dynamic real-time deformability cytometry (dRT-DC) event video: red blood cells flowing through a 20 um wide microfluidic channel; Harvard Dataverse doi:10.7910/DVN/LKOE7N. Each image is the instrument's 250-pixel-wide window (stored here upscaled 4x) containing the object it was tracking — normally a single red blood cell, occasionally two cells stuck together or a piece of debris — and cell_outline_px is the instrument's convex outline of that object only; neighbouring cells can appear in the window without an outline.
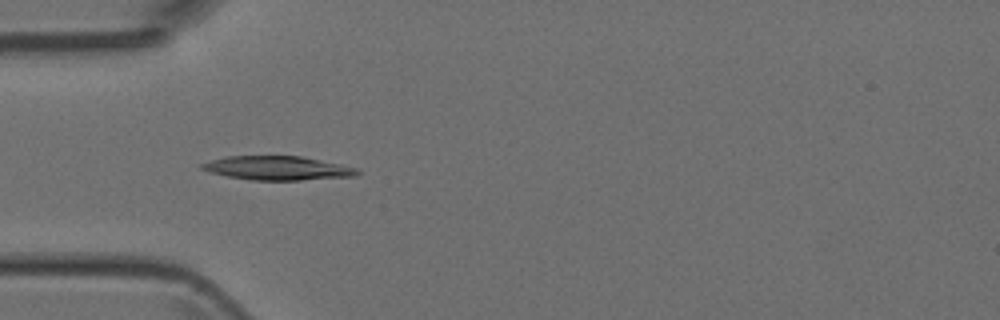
{"species": "Egyptian fruit bat (a non-hibernating species)", "species_latin": "Rousettus aegyptiacus", "temperature_condition": "room temperature", "stored_images_in_passage": 5, "camera_frame_rate_fps": 3000, "um_per_image_px": 0.085, "animal": {"sex": "female"}, "frame": {"image": 1, "passage_image": 4, "time_ms": 3.667, "image_size_px": [1000, 320], "cell_outline_px": [[360, 172], [356, 176], [300, 180], [252, 180], [228, 176], [208, 172], [200, 168], [200, 164], [224, 156], [300, 156], [356, 168]], "centroid_in_image_um": [23.54, 14.29], "position_along_channel_um": 61.5, "area_um2": 21.44}}
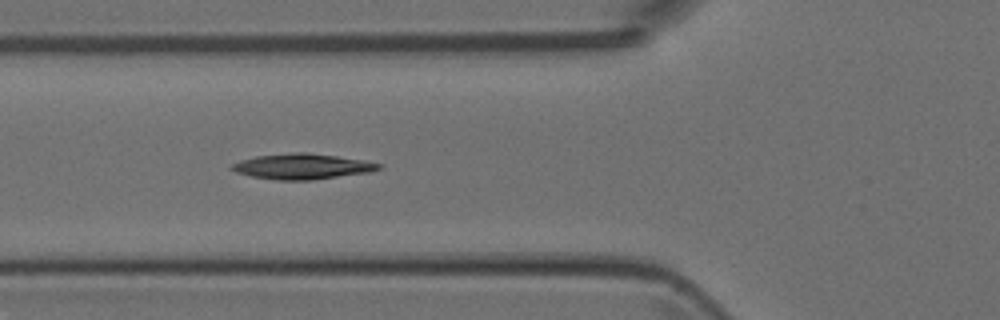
{"frame": {"image": 2, "passage_image": 5, "time_ms": 4.667, "image_size_px": [1000, 320], "cell_outline_px": [[380, 168], [368, 172], [312, 180], [276, 180], [252, 176], [236, 172], [228, 168], [232, 164], [240, 160], [256, 156], [296, 152], [308, 152], [364, 160], [380, 164]], "centroid_in_image_um": [25.63, 14.14], "position_along_channel_um": 100.2, "area_um2": 21.62}}